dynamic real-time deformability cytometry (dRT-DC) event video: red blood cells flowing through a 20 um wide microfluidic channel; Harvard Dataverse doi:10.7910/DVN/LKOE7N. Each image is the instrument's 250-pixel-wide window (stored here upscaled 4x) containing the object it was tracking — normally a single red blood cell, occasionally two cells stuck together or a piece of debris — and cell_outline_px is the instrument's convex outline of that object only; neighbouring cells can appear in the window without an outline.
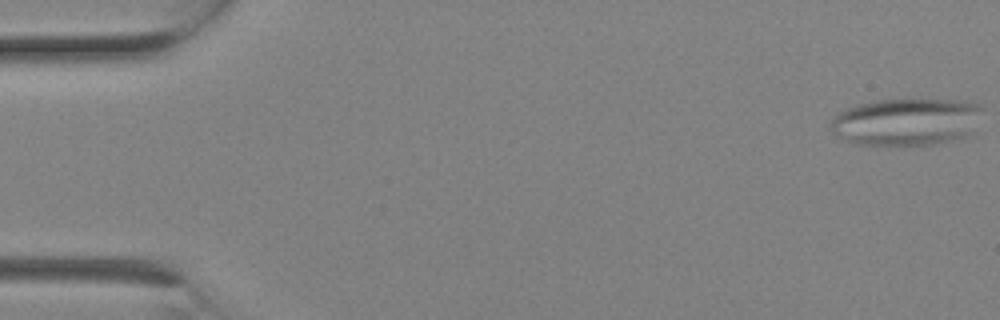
{"species": "Egyptian fruit bat (a non-hibernating species)", "species_latin": "Rousettus aegyptiacus", "temperature_condition": "room temperature", "stored_images_in_passage": 2, "camera_frame_rate_fps": 3000, "um_per_image_px": 0.085, "animal": {"sex": "female"}, "frame": {"image": 1, "passage_image": 2, "time_ms": 0.333, "image_size_px": [1000, 320], "cell_outline_px": [[984, 108], [972, 132], [968, 136], [932, 144], [860, 144], [836, 136], [828, 128], [832, 120], [840, 112], [848, 108], [860, 104], [876, 100], [964, 100], [980, 104]], "centroid_in_image_um": [77.08, 10.34], "position_along_channel_um": 7.9, "area_um2": 41.44}}